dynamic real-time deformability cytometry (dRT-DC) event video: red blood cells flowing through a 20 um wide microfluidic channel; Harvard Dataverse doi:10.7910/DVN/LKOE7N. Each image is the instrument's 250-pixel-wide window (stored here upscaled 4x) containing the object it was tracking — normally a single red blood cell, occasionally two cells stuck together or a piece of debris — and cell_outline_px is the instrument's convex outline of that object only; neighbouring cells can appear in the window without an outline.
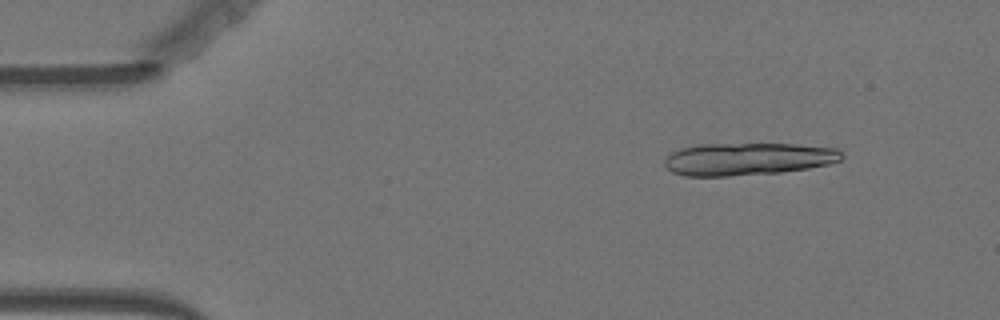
{"species": "Egyptian fruit bat (a non-hibernating species)", "species_latin": "Rousettus aegyptiacus", "temperature_condition": "warm", "stored_images_in_passage": 18, "camera_frame_rate_fps": 3000, "um_per_image_px": 0.085, "animal": {"sex": "female"}, "frame": {"image": 1, "passage_image": 6, "time_ms": 1.667, "image_size_px": [1000, 320], "cell_outline_px": [[844, 156], [840, 160], [828, 164], [808, 168], [780, 172], [728, 176], [684, 176], [672, 172], [664, 164], [664, 160], [672, 152], [680, 148], [700, 144], [796, 144], [836, 148]], "centroid_in_image_um": [63.55, 13.51], "position_along_channel_um": 21.5, "area_um2": 33.47}}